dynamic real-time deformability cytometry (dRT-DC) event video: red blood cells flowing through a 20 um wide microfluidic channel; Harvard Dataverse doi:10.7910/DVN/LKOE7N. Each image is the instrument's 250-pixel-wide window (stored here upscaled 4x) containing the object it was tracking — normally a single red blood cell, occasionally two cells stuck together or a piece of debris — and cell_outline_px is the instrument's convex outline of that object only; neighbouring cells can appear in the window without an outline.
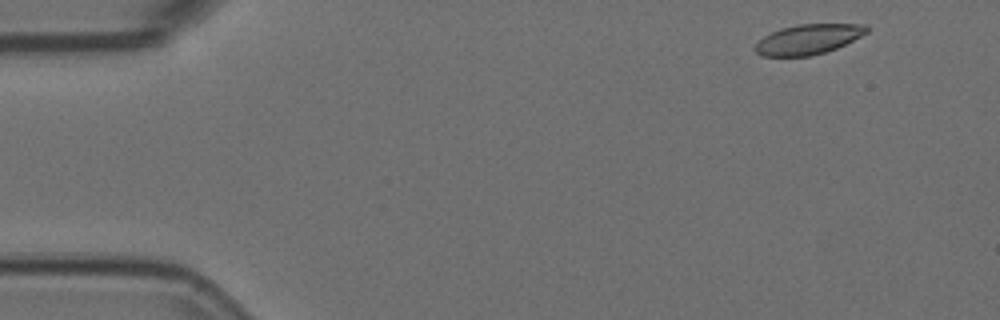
{"species": "Egyptian fruit bat (a non-hibernating species)", "species_latin": "Rousettus aegyptiacus", "temperature_condition": "room temperature", "stored_images_in_passage": 52, "camera_frame_rate_fps": 3000, "um_per_image_px": 0.085, "animal": {"sex": "female"}, "frame": {"image": 1, "passage_image": 2, "time_ms": 0.333, "image_size_px": [1000, 320], "cell_outline_px": [[868, 32], [836, 48], [824, 52], [808, 56], [760, 56], [752, 48], [764, 36], [780, 28], [796, 24], [868, 24]], "centroid_in_image_um": [68.67, 3.33], "position_along_channel_um": 16.3, "area_um2": 19.42}}
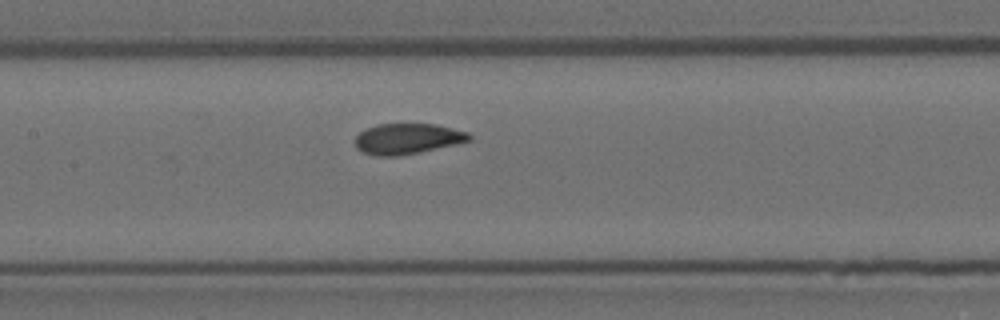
{"frame": {"image": 2, "passage_image": 23, "time_ms": 7.333, "image_size_px": [1000, 320], "cell_outline_px": [[472, 140], [460, 144], [420, 152], [396, 156], [380, 156], [364, 152], [356, 148], [352, 140], [360, 132], [376, 124], [436, 124], [468, 132], [472, 136]], "centroid_in_image_um": [34.66, 11.79], "position_along_channel_um": 172.7, "area_um2": 20.58}}
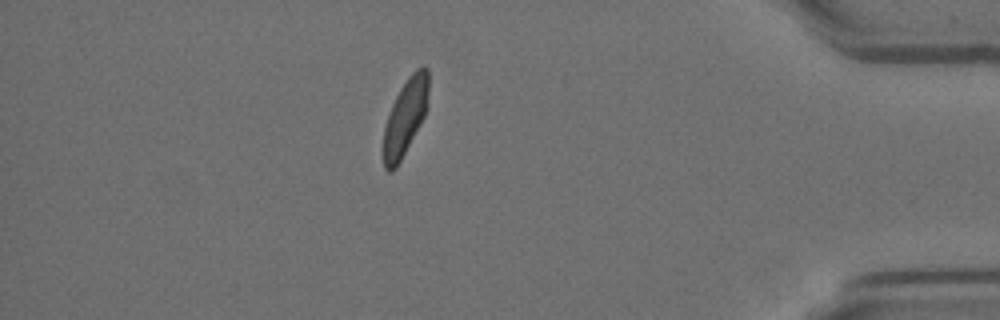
{"frame": {"image": 3, "passage_image": 45, "time_ms": 14.667, "image_size_px": [1000, 320], "cell_outline_px": [[428, 108], [420, 124], [396, 168], [392, 172], [388, 172], [384, 168], [384, 128], [392, 104], [400, 88], [408, 76], [416, 68], [424, 64], [428, 68]], "centroid_in_image_um": [34.47, 9.9], "position_along_channel_um": 400.7, "area_um2": 19.94}, "authors_computed_cell_mechanics": {"area_um2": 20.4901, "velocity_mm_per_s": 3.6944, "shape_relaxation_time_tau1_ms": 4.1167, "shape_relaxation_time_tau2_ms": 1.7568, "deformation_change_tau1": 0.1268, "deformation_change_tau2": 0.0446}}